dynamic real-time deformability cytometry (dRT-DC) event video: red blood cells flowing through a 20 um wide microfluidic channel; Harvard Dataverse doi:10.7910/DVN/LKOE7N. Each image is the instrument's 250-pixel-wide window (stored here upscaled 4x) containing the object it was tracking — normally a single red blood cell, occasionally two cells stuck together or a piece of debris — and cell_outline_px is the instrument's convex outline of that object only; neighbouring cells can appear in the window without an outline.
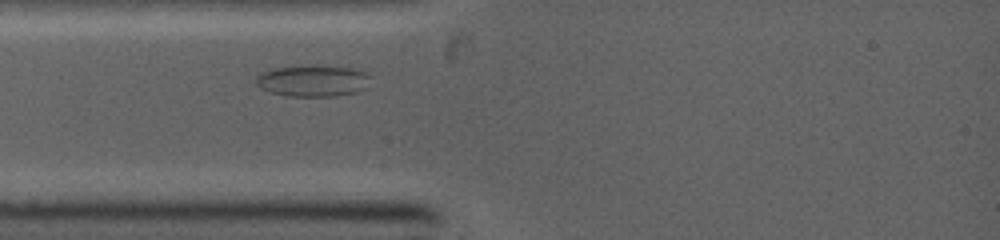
{"species": "common noctule bat (a hibernating species)", "species_latin": "Nyctalus noctula", "temperature_condition": "warm", "stored_images_in_passage": 1, "camera_frame_rate_fps": 5000, "um_per_image_px": 0.085, "animal": {"sex": "female", "body_mass_g": 19.0, "forearm_length_mm": 53.3}, "frame": {"image": 1, "passage_image": 1, "time_ms": 0.0, "image_size_px": [1000, 240], "cell_outline_px": [[372, 76], [368, 88], [356, 92], [332, 96], [288, 96], [272, 92], [260, 88], [256, 84], [256, 72], [276, 68], [312, 64], [356, 68], [368, 72]], "centroid_in_image_um": [26.64, 6.84], "position_along_channel_um": 58.4, "area_um2": 21.68}}